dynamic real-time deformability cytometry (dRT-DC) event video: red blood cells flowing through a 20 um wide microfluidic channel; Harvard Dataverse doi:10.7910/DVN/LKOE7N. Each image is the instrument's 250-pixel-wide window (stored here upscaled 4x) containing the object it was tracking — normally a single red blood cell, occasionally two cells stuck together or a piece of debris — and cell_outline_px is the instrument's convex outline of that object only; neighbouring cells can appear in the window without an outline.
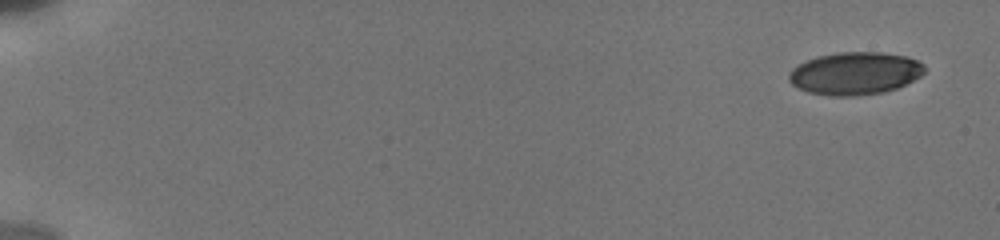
{"species": "human", "species_latin": "Homo sapiens", "temperature_condition": "cold", "stored_images_in_passage": 22, "camera_frame_rate_fps": 3000, "um_per_image_px": 0.085, "donor": {"sex": "male"}, "frame": {"image": 1, "passage_image": 1, "time_ms": 0.0, "image_size_px": [1000, 240], "cell_outline_px": [[924, 72], [920, 76], [896, 88], [884, 92], [856, 96], [832, 96], [808, 92], [796, 88], [788, 80], [788, 72], [792, 68], [816, 56], [836, 52], [880, 52], [904, 56], [916, 60], [924, 64]], "centroid_in_image_um": [72.63, 6.24], "position_along_channel_um": 12.4, "area_um2": 33.7}}
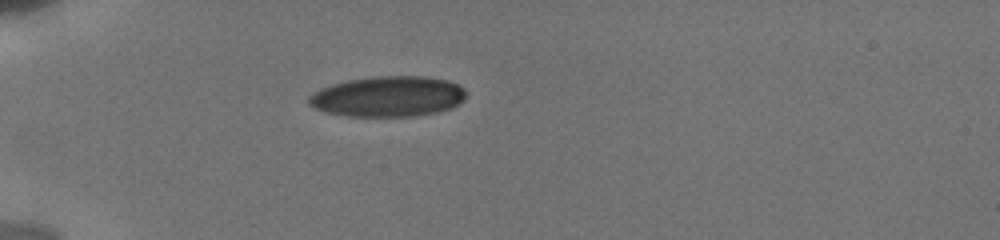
{"frame": {"image": 2, "passage_image": 19, "time_ms": 5.0, "image_size_px": [1000, 240], "cell_outline_px": [[464, 100], [452, 108], [440, 112], [412, 116], [348, 116], [328, 112], [316, 108], [308, 104], [308, 96], [312, 92], [320, 88], [332, 84], [348, 80], [372, 76], [424, 76], [448, 80], [464, 88]], "centroid_in_image_um": [32.98, 8.19], "position_along_channel_um": 52.0, "area_um2": 37.22}}